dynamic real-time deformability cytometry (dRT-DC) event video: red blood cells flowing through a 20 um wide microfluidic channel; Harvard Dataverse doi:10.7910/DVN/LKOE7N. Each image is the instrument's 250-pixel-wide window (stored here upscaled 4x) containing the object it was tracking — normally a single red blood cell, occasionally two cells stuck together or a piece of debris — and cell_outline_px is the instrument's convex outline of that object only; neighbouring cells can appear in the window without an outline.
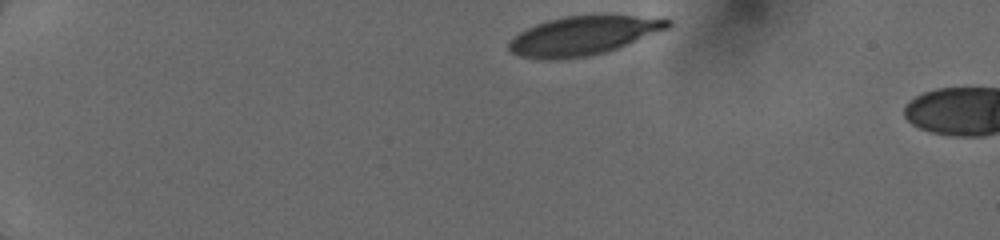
{"species": "human", "species_latin": "Homo sapiens", "temperature_condition": "cold", "stored_images_in_passage": 4, "camera_frame_rate_fps": 3000, "um_per_image_px": 0.085, "donor": {"sex": "female"}, "frame": {"image": 1, "passage_image": 1, "time_ms": 0.0, "image_size_px": [1000, 240], "cell_outline_px": [[672, 24], [668, 28], [616, 48], [604, 52], [588, 56], [560, 60], [548, 60], [520, 56], [512, 52], [508, 48], [508, 44], [520, 32], [536, 24], [548, 20], [564, 16], [664, 16], [672, 20]], "centroid_in_image_um": [49.61, 3.02], "position_along_channel_um": 35.4, "area_um2": 35.72}}